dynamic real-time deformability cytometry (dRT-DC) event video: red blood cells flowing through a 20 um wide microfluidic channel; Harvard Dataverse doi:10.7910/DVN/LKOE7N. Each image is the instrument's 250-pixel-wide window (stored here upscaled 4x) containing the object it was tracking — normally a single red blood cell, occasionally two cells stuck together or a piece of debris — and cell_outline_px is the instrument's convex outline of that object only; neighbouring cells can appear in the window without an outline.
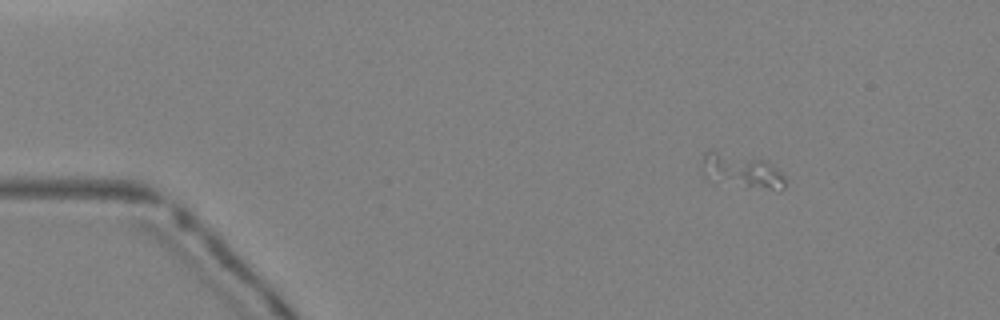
{"species": "Egyptian fruit bat (a non-hibernating species)", "species_latin": "Rousettus aegyptiacus", "temperature_condition": "warm", "stored_images_in_passage": 4, "camera_frame_rate_fps": 3000, "um_per_image_px": 0.085, "animal": {"sex": "female"}, "frame": {"image": 1, "passage_image": 1, "time_ms": 0.0, "image_size_px": [1000, 320], "cell_outline_px": [[784, 188], [780, 192], [748, 184], [712, 168], [704, 160], [704, 152], [708, 148], [768, 160], [784, 176]], "centroid_in_image_um": [63.42, 14.37], "position_along_channel_um": 21.6, "area_um2": 13.7}}
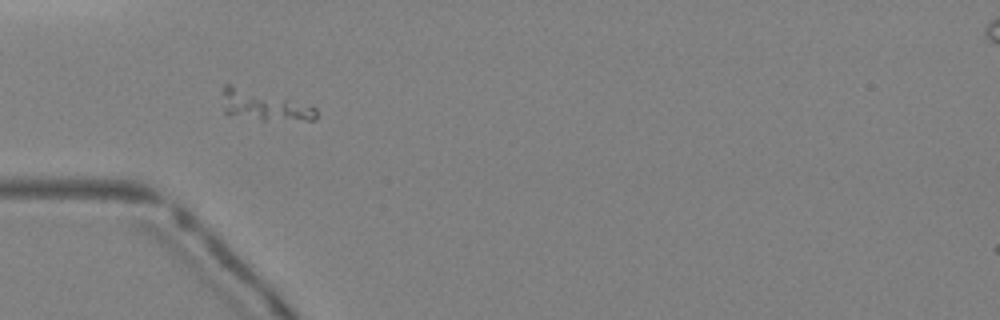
{"frame": {"image": 2, "passage_image": 3, "time_ms": 0.667, "image_size_px": [1000, 320], "cell_outline_px": [[316, 120], [260, 120], [228, 116], [224, 112], [220, 92], [224, 84], [232, 84], [316, 108]], "centroid_in_image_um": [22.29, 8.98], "position_along_channel_um": 62.7, "area_um2": 16.42}}